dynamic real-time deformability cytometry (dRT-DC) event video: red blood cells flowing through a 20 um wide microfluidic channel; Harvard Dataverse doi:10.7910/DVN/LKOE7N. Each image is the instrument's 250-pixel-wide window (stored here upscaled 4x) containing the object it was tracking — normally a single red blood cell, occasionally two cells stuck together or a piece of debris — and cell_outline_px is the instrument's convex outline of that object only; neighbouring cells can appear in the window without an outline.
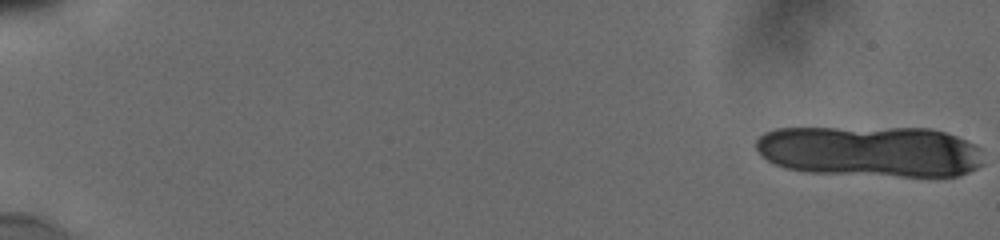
{"species": "human", "species_latin": "Homo sapiens", "temperature_condition": "cold", "stored_images_in_passage": 17, "camera_frame_rate_fps": 3000, "um_per_image_px": 0.085, "donor": {"sex": "male"}, "frame": {"image": 1, "passage_image": 1, "time_ms": 0.0, "image_size_px": [1000, 240], "cell_outline_px": [[984, 164], [960, 176], [900, 176], [808, 172], [784, 168], [768, 160], [756, 148], [756, 140], [764, 132], [776, 128], [932, 128], [956, 136], [976, 144], [980, 148]], "centroid_in_image_um": [74.01, 12.86], "position_along_channel_um": 11.0, "area_um2": 67.97}}